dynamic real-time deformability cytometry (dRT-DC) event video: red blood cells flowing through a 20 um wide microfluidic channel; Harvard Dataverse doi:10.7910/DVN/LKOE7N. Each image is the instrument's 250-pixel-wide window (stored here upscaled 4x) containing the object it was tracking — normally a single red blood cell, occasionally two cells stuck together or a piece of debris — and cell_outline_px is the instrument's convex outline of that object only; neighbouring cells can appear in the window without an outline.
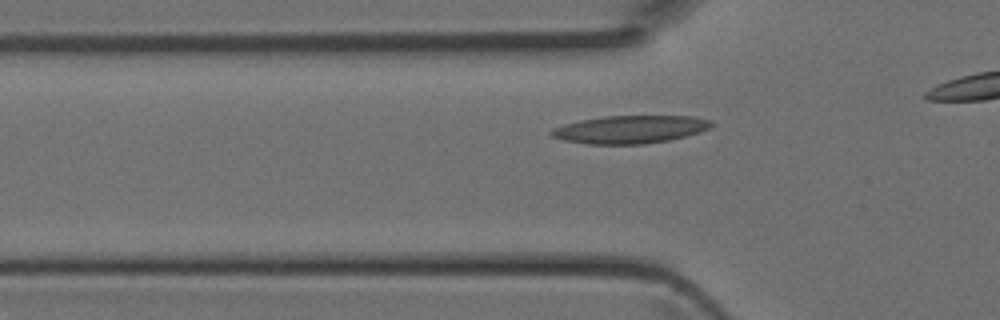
{"species": "Egyptian fruit bat (a non-hibernating species)", "species_latin": "Rousettus aegyptiacus", "temperature_condition": "room temperature", "stored_images_in_passage": 10, "camera_frame_rate_fps": 3000, "um_per_image_px": 0.085, "animal": {"sex": "female"}, "frame": {"image": 1, "passage_image": 5, "time_ms": 1.333, "image_size_px": [1000, 320], "cell_outline_px": [[716, 124], [700, 132], [668, 140], [644, 144], [588, 144], [564, 140], [552, 136], [548, 132], [552, 128], [564, 124], [580, 120], [604, 116], [692, 116], [712, 120]], "centroid_in_image_um": [53.56, 10.99], "position_along_channel_um": 72.2, "area_um2": 26.01}}
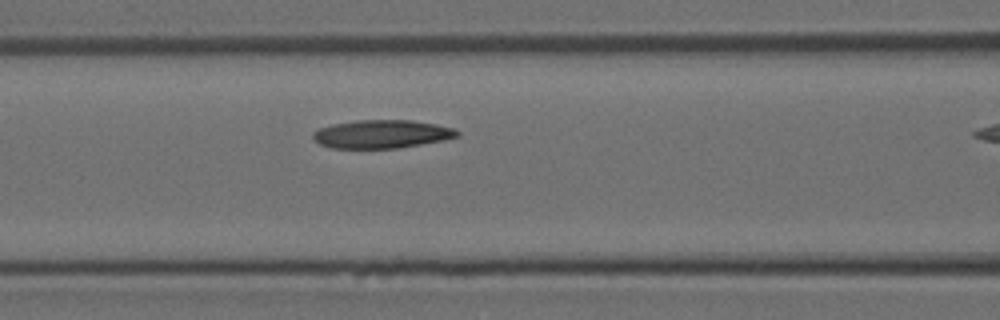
{"frame": {"image": 2, "passage_image": 9, "time_ms": 2.667, "image_size_px": [1000, 320], "cell_outline_px": [[460, 136], [444, 140], [396, 148], [332, 148], [320, 144], [312, 136], [312, 132], [320, 128], [332, 124], [356, 120], [412, 120], [436, 124], [452, 128], [460, 132]], "centroid_in_image_um": [32.45, 11.39], "position_along_channel_um": 134.1, "area_um2": 23.7}}